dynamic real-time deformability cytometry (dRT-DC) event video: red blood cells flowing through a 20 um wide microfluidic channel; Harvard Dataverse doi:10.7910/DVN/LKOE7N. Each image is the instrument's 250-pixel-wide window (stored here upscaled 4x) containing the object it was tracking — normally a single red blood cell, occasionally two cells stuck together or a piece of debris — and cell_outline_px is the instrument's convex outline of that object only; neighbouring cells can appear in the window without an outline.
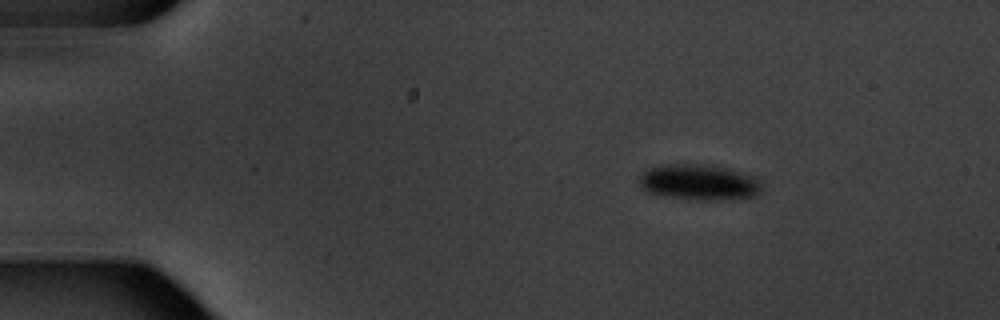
{"species": "common noctule bat (a hibernating species)", "species_latin": "Nyctalus noctula", "temperature_condition": "warm", "stored_images_in_passage": 3, "camera_frame_rate_fps": 3000, "um_per_image_px": 0.085, "animal": {"sex": "male", "body_mass_g": 20.1, "forearm_length_mm": 53.5}, "frame": {"image": 1, "passage_image": 1, "time_ms": 0.0, "image_size_px": [1000, 320], "cell_outline_px": [[760, 192], [756, 196], [672, 196], [648, 192], [640, 184], [640, 176], [644, 172], [652, 168], [672, 164], [704, 164], [724, 168], [756, 176], [760, 180]], "centroid_in_image_um": [59.42, 15.41], "position_along_channel_um": 25.6, "area_um2": 23.41}}